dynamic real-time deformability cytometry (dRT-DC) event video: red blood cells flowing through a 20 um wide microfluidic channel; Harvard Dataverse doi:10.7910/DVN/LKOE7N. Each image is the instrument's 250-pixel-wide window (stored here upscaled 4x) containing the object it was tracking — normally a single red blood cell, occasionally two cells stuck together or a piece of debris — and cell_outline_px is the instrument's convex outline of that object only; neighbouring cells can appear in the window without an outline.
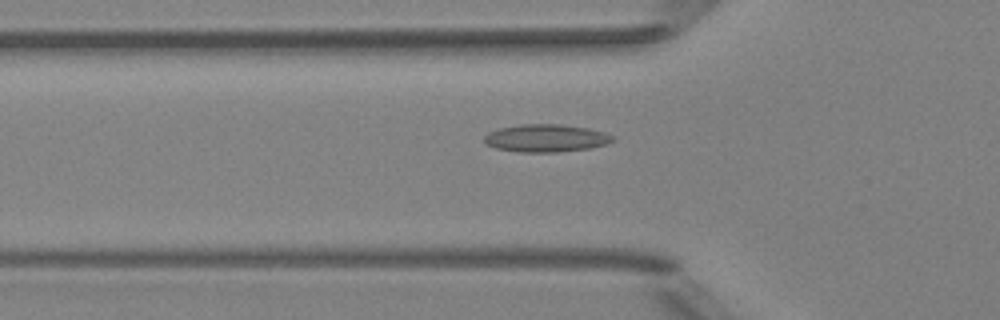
{"species": "Egyptian fruit bat (a non-hibernating species)", "species_latin": "Rousettus aegyptiacus", "temperature_condition": "room temperature", "stored_images_in_passage": 51, "camera_frame_rate_fps": 3000, "um_per_image_px": 0.085, "animal": {"sex": "female"}, "frame": {"image": 1, "passage_image": 17, "time_ms": 5.333, "image_size_px": [1000, 320], "cell_outline_px": [[616, 136], [612, 140], [604, 144], [592, 148], [556, 152], [520, 152], [496, 148], [488, 144], [484, 140], [484, 136], [488, 132], [500, 128], [520, 124], [560, 124], [588, 128], [604, 132]], "centroid_in_image_um": [46.41, 11.74], "position_along_channel_um": 79.4, "area_um2": 20.63}}
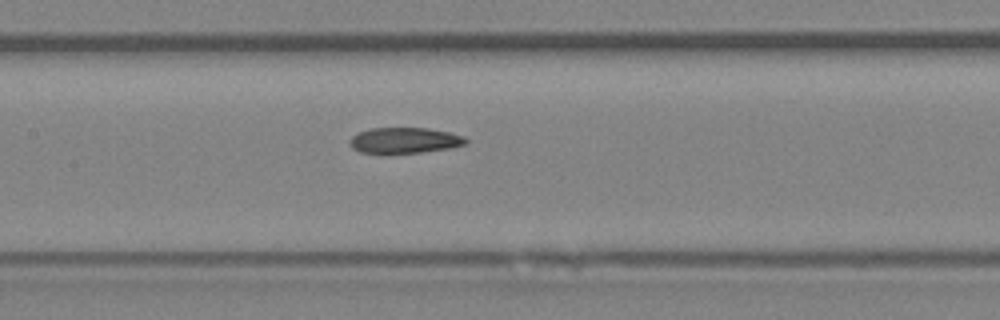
{"frame": {"image": 2, "passage_image": 24, "time_ms": 7.667, "image_size_px": [1000, 320], "cell_outline_px": [[468, 144], [448, 148], [420, 152], [360, 152], [352, 148], [348, 144], [348, 140], [356, 132], [368, 128], [428, 128], [448, 132], [464, 136], [468, 140]], "centroid_in_image_um": [34.36, 11.91], "position_along_channel_um": 173.0, "area_um2": 17.34}}
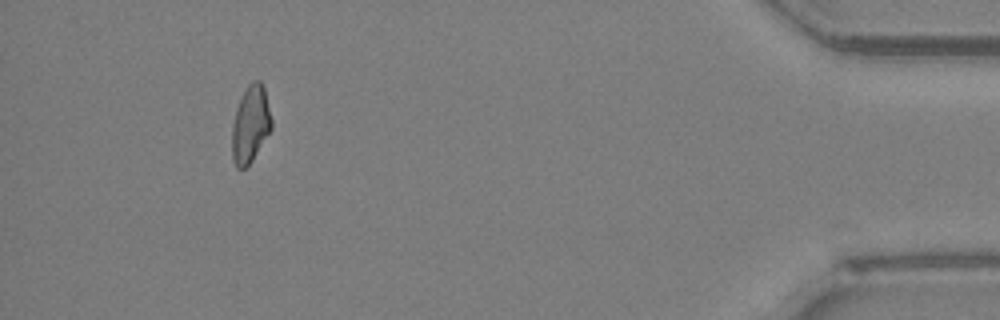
{"frame": {"image": 3, "passage_image": 47, "time_ms": 15.333, "image_size_px": [1000, 320], "cell_outline_px": [[272, 128], [252, 160], [244, 168], [236, 168], [232, 160], [232, 124], [236, 108], [248, 84], [252, 80], [260, 80], [264, 88], [272, 120]], "centroid_in_image_um": [21.28, 10.56], "position_along_channel_um": 413.9, "area_um2": 17.63}, "authors_computed_cell_mechanics": {"area_um2": 18.0336, "velocity_mm_per_s": 4.0221, "shape_relaxation_time_tau1_ms": null, "shape_relaxation_time_tau2_ms": 6.2901, "deformation_change_tau1": null, "deformation_change_tau2": 0.1294}}